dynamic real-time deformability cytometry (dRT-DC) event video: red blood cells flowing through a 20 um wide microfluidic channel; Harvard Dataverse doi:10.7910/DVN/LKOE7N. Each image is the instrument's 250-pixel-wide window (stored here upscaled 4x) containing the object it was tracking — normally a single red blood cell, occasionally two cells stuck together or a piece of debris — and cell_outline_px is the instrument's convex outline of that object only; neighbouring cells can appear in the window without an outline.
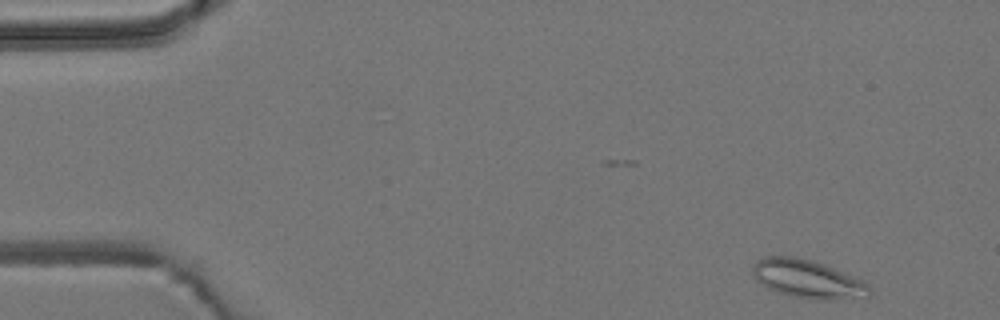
{"species": "common noctule bat (a hibernating species)", "species_latin": "Nyctalus noctula", "temperature_condition": "room temperature", "stored_images_in_passage": 52, "camera_frame_rate_fps": 3000, "um_per_image_px": 0.085, "animal": {"sex": "male", "body_mass_g": 19.2, "forearm_length_mm": 51.8}, "frame": {"image": 1, "passage_image": 2, "time_ms": 0.333, "image_size_px": [1000, 320], "cell_outline_px": [[872, 296], [836, 300], [816, 300], [792, 296], [776, 292], [760, 284], [756, 280], [752, 272], [752, 264], [756, 260], [764, 256], [792, 256], [812, 260], [824, 264], [852, 276], [868, 284], [872, 288]], "centroid_in_image_um": [68.64, 23.73], "position_along_channel_um": 16.4, "area_um2": 26.41}}
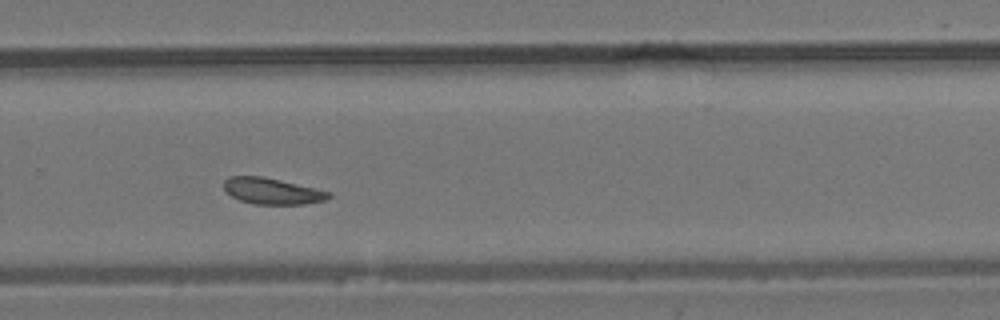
{"frame": {"image": 2, "passage_image": 34, "time_ms": 11.0, "image_size_px": [1000, 320], "cell_outline_px": [[332, 196], [324, 200], [304, 204], [252, 204], [240, 200], [232, 196], [224, 188], [224, 180], [228, 176], [264, 176], [316, 188], [332, 192]], "centroid_in_image_um": [23.14, 16.23], "position_along_channel_um": 306.7, "area_um2": 16.07}}
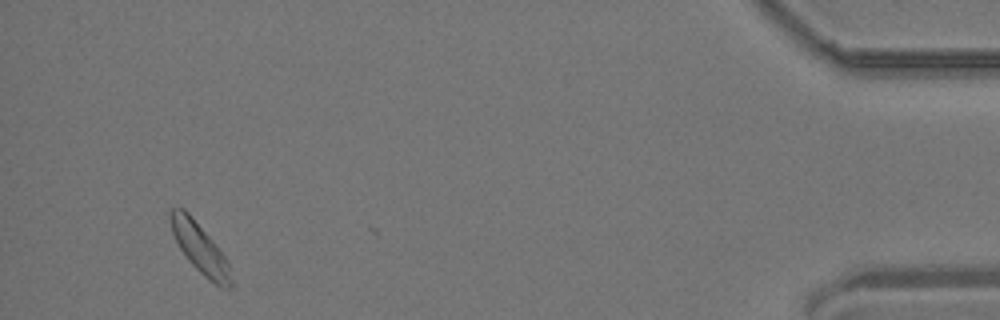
{"frame": {"image": 3, "passage_image": 49, "time_ms": 16.0, "image_size_px": [1000, 320], "cell_outline_px": [[232, 284], [228, 288], [220, 288], [208, 280], [188, 260], [180, 248], [172, 232], [168, 216], [168, 212], [172, 208], [184, 208], [188, 212], [216, 244], [228, 260], [232, 280]], "centroid_in_image_um": [16.99, 21.1], "position_along_channel_um": 418.2, "area_um2": 17.63}, "authors_computed_cell_mechanics": {"area_um2": 16.762, "velocity_mm_per_s": 3.7688, "shape_relaxation_time_tau1_ms": null, "shape_relaxation_time_tau2_ms": 4.2105, "deformation_change_tau1": null, "deformation_change_tau2": 0.0994}}